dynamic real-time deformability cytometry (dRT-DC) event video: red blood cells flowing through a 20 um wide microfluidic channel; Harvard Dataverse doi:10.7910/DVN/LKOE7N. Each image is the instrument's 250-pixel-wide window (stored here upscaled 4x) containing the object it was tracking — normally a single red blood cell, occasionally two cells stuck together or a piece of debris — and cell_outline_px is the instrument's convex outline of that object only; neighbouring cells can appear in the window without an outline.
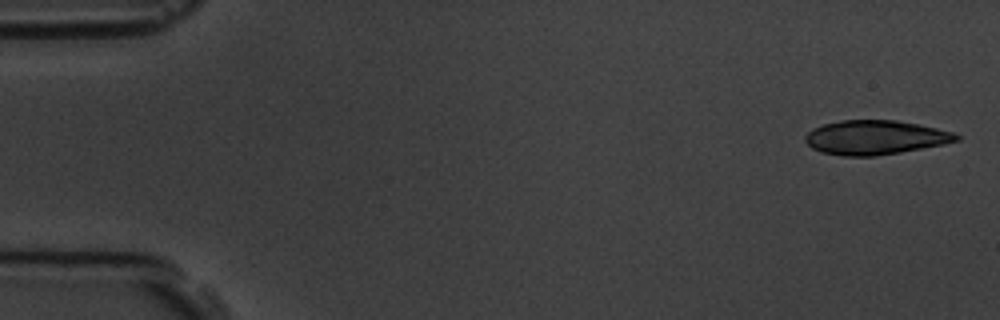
{"species": "common noctule bat (a hibernating species)", "species_latin": "Nyctalus noctula", "temperature_condition": "room temperature", "stored_images_in_passage": 5, "camera_frame_rate_fps": 3000, "um_per_image_px": 0.085, "animal": {"sex": "male", "body_mass_g": 19.5, "forearm_length_mm": 54.6}, "frame": {"image": 1, "passage_image": 1, "time_ms": 0.0, "image_size_px": [1000, 320], "cell_outline_px": [[960, 140], [944, 144], [900, 152], [876, 156], [844, 156], [820, 152], [812, 148], [804, 140], [804, 136], [812, 128], [824, 124], [840, 120], [896, 120], [936, 128], [952, 132], [960, 136]], "centroid_in_image_um": [74.36, 11.68], "position_along_channel_um": 10.6, "area_um2": 30.11}}